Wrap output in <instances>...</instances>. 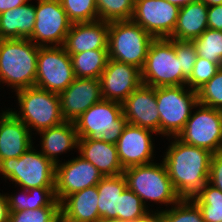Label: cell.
<instances>
[{"label": "cell", "mask_w": 222, "mask_h": 222, "mask_svg": "<svg viewBox=\"0 0 222 222\" xmlns=\"http://www.w3.org/2000/svg\"><path fill=\"white\" fill-rule=\"evenodd\" d=\"M166 139L169 144L160 158L163 157L162 161L177 194L181 199H191L209 180L213 153L186 144L178 137Z\"/></svg>", "instance_id": "1"}, {"label": "cell", "mask_w": 222, "mask_h": 222, "mask_svg": "<svg viewBox=\"0 0 222 222\" xmlns=\"http://www.w3.org/2000/svg\"><path fill=\"white\" fill-rule=\"evenodd\" d=\"M39 47L30 39H0L1 90L6 86L14 93L35 86Z\"/></svg>", "instance_id": "2"}, {"label": "cell", "mask_w": 222, "mask_h": 222, "mask_svg": "<svg viewBox=\"0 0 222 222\" xmlns=\"http://www.w3.org/2000/svg\"><path fill=\"white\" fill-rule=\"evenodd\" d=\"M127 187L136 193L150 211L166 210L178 203L181 197L175 191L164 162L132 166L124 169ZM153 203L152 205H150ZM149 206H148V205ZM154 204L158 206L154 207ZM164 205L163 207H160ZM151 206V208H150ZM159 210H158V209ZM163 208V209H162Z\"/></svg>", "instance_id": "3"}, {"label": "cell", "mask_w": 222, "mask_h": 222, "mask_svg": "<svg viewBox=\"0 0 222 222\" xmlns=\"http://www.w3.org/2000/svg\"><path fill=\"white\" fill-rule=\"evenodd\" d=\"M15 96L17 100L14 101L18 104L16 105L18 109L9 107V110L29 128L33 135L37 136L39 131L64 122L59 94L34 86L16 91Z\"/></svg>", "instance_id": "4"}, {"label": "cell", "mask_w": 222, "mask_h": 222, "mask_svg": "<svg viewBox=\"0 0 222 222\" xmlns=\"http://www.w3.org/2000/svg\"><path fill=\"white\" fill-rule=\"evenodd\" d=\"M33 145L19 158L0 161L1 178L14 187L29 190L38 187H55V165Z\"/></svg>", "instance_id": "5"}, {"label": "cell", "mask_w": 222, "mask_h": 222, "mask_svg": "<svg viewBox=\"0 0 222 222\" xmlns=\"http://www.w3.org/2000/svg\"><path fill=\"white\" fill-rule=\"evenodd\" d=\"M155 95L160 117L161 139L177 137L198 104L197 91L187 85L161 86L155 88Z\"/></svg>", "instance_id": "6"}, {"label": "cell", "mask_w": 222, "mask_h": 222, "mask_svg": "<svg viewBox=\"0 0 222 222\" xmlns=\"http://www.w3.org/2000/svg\"><path fill=\"white\" fill-rule=\"evenodd\" d=\"M154 39L132 19L109 22V59L134 65L141 70Z\"/></svg>", "instance_id": "7"}, {"label": "cell", "mask_w": 222, "mask_h": 222, "mask_svg": "<svg viewBox=\"0 0 222 222\" xmlns=\"http://www.w3.org/2000/svg\"><path fill=\"white\" fill-rule=\"evenodd\" d=\"M127 124L122 104L104 99L92 105L74 122L78 138L101 139L115 145Z\"/></svg>", "instance_id": "8"}, {"label": "cell", "mask_w": 222, "mask_h": 222, "mask_svg": "<svg viewBox=\"0 0 222 222\" xmlns=\"http://www.w3.org/2000/svg\"><path fill=\"white\" fill-rule=\"evenodd\" d=\"M142 83L150 87L182 85V68L173 39L155 38L141 69Z\"/></svg>", "instance_id": "9"}, {"label": "cell", "mask_w": 222, "mask_h": 222, "mask_svg": "<svg viewBox=\"0 0 222 222\" xmlns=\"http://www.w3.org/2000/svg\"><path fill=\"white\" fill-rule=\"evenodd\" d=\"M177 137L186 144L206 149L213 154L221 152L222 110L198 103Z\"/></svg>", "instance_id": "10"}, {"label": "cell", "mask_w": 222, "mask_h": 222, "mask_svg": "<svg viewBox=\"0 0 222 222\" xmlns=\"http://www.w3.org/2000/svg\"><path fill=\"white\" fill-rule=\"evenodd\" d=\"M74 79L71 56L63 46L39 47L35 87L60 94Z\"/></svg>", "instance_id": "11"}, {"label": "cell", "mask_w": 222, "mask_h": 222, "mask_svg": "<svg viewBox=\"0 0 222 222\" xmlns=\"http://www.w3.org/2000/svg\"><path fill=\"white\" fill-rule=\"evenodd\" d=\"M35 2L36 20L30 40L40 47L63 46L72 22L60 1L36 0Z\"/></svg>", "instance_id": "12"}, {"label": "cell", "mask_w": 222, "mask_h": 222, "mask_svg": "<svg viewBox=\"0 0 222 222\" xmlns=\"http://www.w3.org/2000/svg\"><path fill=\"white\" fill-rule=\"evenodd\" d=\"M67 160L55 165V196L59 202L70 194L97 186L103 178L100 171L81 156Z\"/></svg>", "instance_id": "13"}, {"label": "cell", "mask_w": 222, "mask_h": 222, "mask_svg": "<svg viewBox=\"0 0 222 222\" xmlns=\"http://www.w3.org/2000/svg\"><path fill=\"white\" fill-rule=\"evenodd\" d=\"M180 7L167 0H135L132 20L154 38H169L176 27Z\"/></svg>", "instance_id": "14"}, {"label": "cell", "mask_w": 222, "mask_h": 222, "mask_svg": "<svg viewBox=\"0 0 222 222\" xmlns=\"http://www.w3.org/2000/svg\"><path fill=\"white\" fill-rule=\"evenodd\" d=\"M153 135L158 137V134L152 130L129 123L125 126L116 143L118 158L123 169L157 161Z\"/></svg>", "instance_id": "15"}, {"label": "cell", "mask_w": 222, "mask_h": 222, "mask_svg": "<svg viewBox=\"0 0 222 222\" xmlns=\"http://www.w3.org/2000/svg\"><path fill=\"white\" fill-rule=\"evenodd\" d=\"M142 84L139 68L111 59H108L100 76L102 98L121 104Z\"/></svg>", "instance_id": "16"}, {"label": "cell", "mask_w": 222, "mask_h": 222, "mask_svg": "<svg viewBox=\"0 0 222 222\" xmlns=\"http://www.w3.org/2000/svg\"><path fill=\"white\" fill-rule=\"evenodd\" d=\"M59 97L64 121L75 122L92 105L103 99L100 79L75 78Z\"/></svg>", "instance_id": "17"}, {"label": "cell", "mask_w": 222, "mask_h": 222, "mask_svg": "<svg viewBox=\"0 0 222 222\" xmlns=\"http://www.w3.org/2000/svg\"><path fill=\"white\" fill-rule=\"evenodd\" d=\"M122 112L129 124L152 130L160 136V117L155 88L142 84L122 103Z\"/></svg>", "instance_id": "18"}, {"label": "cell", "mask_w": 222, "mask_h": 222, "mask_svg": "<svg viewBox=\"0 0 222 222\" xmlns=\"http://www.w3.org/2000/svg\"><path fill=\"white\" fill-rule=\"evenodd\" d=\"M3 109L0 112V161L19 158L35 143L29 128L9 108Z\"/></svg>", "instance_id": "19"}, {"label": "cell", "mask_w": 222, "mask_h": 222, "mask_svg": "<svg viewBox=\"0 0 222 222\" xmlns=\"http://www.w3.org/2000/svg\"><path fill=\"white\" fill-rule=\"evenodd\" d=\"M108 33L109 23L102 20L72 23L63 47L68 54L108 50Z\"/></svg>", "instance_id": "20"}, {"label": "cell", "mask_w": 222, "mask_h": 222, "mask_svg": "<svg viewBox=\"0 0 222 222\" xmlns=\"http://www.w3.org/2000/svg\"><path fill=\"white\" fill-rule=\"evenodd\" d=\"M37 134L40 136L39 151L54 165L62 162L63 159H59L62 154L72 151L70 154L74 155L77 152L79 138L74 122L64 121L58 126L44 129Z\"/></svg>", "instance_id": "21"}, {"label": "cell", "mask_w": 222, "mask_h": 222, "mask_svg": "<svg viewBox=\"0 0 222 222\" xmlns=\"http://www.w3.org/2000/svg\"><path fill=\"white\" fill-rule=\"evenodd\" d=\"M77 153L91 162L103 177L123 174L124 169L119 161L115 144L101 139L79 138Z\"/></svg>", "instance_id": "22"}, {"label": "cell", "mask_w": 222, "mask_h": 222, "mask_svg": "<svg viewBox=\"0 0 222 222\" xmlns=\"http://www.w3.org/2000/svg\"><path fill=\"white\" fill-rule=\"evenodd\" d=\"M97 186L87 187L66 196L60 202L61 217L68 222H96L98 213Z\"/></svg>", "instance_id": "23"}, {"label": "cell", "mask_w": 222, "mask_h": 222, "mask_svg": "<svg viewBox=\"0 0 222 222\" xmlns=\"http://www.w3.org/2000/svg\"><path fill=\"white\" fill-rule=\"evenodd\" d=\"M30 2V3H29ZM36 4L32 0L0 14V39H30L35 24Z\"/></svg>", "instance_id": "24"}, {"label": "cell", "mask_w": 222, "mask_h": 222, "mask_svg": "<svg viewBox=\"0 0 222 222\" xmlns=\"http://www.w3.org/2000/svg\"><path fill=\"white\" fill-rule=\"evenodd\" d=\"M207 12L208 5L201 0L180 7L176 27L169 38L192 42L208 28Z\"/></svg>", "instance_id": "25"}, {"label": "cell", "mask_w": 222, "mask_h": 222, "mask_svg": "<svg viewBox=\"0 0 222 222\" xmlns=\"http://www.w3.org/2000/svg\"><path fill=\"white\" fill-rule=\"evenodd\" d=\"M15 189L14 193L13 191L11 194L8 192L5 193L8 200L9 211H21L26 209L36 210L42 207H60V202L55 196V187H38L29 190L15 187Z\"/></svg>", "instance_id": "26"}, {"label": "cell", "mask_w": 222, "mask_h": 222, "mask_svg": "<svg viewBox=\"0 0 222 222\" xmlns=\"http://www.w3.org/2000/svg\"><path fill=\"white\" fill-rule=\"evenodd\" d=\"M127 188L123 174L105 176L97 184L98 213L100 218H117L119 212V195Z\"/></svg>", "instance_id": "27"}, {"label": "cell", "mask_w": 222, "mask_h": 222, "mask_svg": "<svg viewBox=\"0 0 222 222\" xmlns=\"http://www.w3.org/2000/svg\"><path fill=\"white\" fill-rule=\"evenodd\" d=\"M69 55L75 78L100 79L109 59L108 50H90Z\"/></svg>", "instance_id": "28"}, {"label": "cell", "mask_w": 222, "mask_h": 222, "mask_svg": "<svg viewBox=\"0 0 222 222\" xmlns=\"http://www.w3.org/2000/svg\"><path fill=\"white\" fill-rule=\"evenodd\" d=\"M201 211L204 222H222V191L208 182L191 198Z\"/></svg>", "instance_id": "29"}, {"label": "cell", "mask_w": 222, "mask_h": 222, "mask_svg": "<svg viewBox=\"0 0 222 222\" xmlns=\"http://www.w3.org/2000/svg\"><path fill=\"white\" fill-rule=\"evenodd\" d=\"M192 43L195 45L198 57L222 67V31L207 28Z\"/></svg>", "instance_id": "30"}, {"label": "cell", "mask_w": 222, "mask_h": 222, "mask_svg": "<svg viewBox=\"0 0 222 222\" xmlns=\"http://www.w3.org/2000/svg\"><path fill=\"white\" fill-rule=\"evenodd\" d=\"M99 20L114 22L131 20L135 0H95Z\"/></svg>", "instance_id": "31"}, {"label": "cell", "mask_w": 222, "mask_h": 222, "mask_svg": "<svg viewBox=\"0 0 222 222\" xmlns=\"http://www.w3.org/2000/svg\"><path fill=\"white\" fill-rule=\"evenodd\" d=\"M149 212L150 210L143 204L141 198L128 187L119 195V220L138 222Z\"/></svg>", "instance_id": "32"}, {"label": "cell", "mask_w": 222, "mask_h": 222, "mask_svg": "<svg viewBox=\"0 0 222 222\" xmlns=\"http://www.w3.org/2000/svg\"><path fill=\"white\" fill-rule=\"evenodd\" d=\"M159 212L162 214L163 222H204L200 209L191 199H181Z\"/></svg>", "instance_id": "33"}, {"label": "cell", "mask_w": 222, "mask_h": 222, "mask_svg": "<svg viewBox=\"0 0 222 222\" xmlns=\"http://www.w3.org/2000/svg\"><path fill=\"white\" fill-rule=\"evenodd\" d=\"M72 23L99 20L95 0H59Z\"/></svg>", "instance_id": "34"}, {"label": "cell", "mask_w": 222, "mask_h": 222, "mask_svg": "<svg viewBox=\"0 0 222 222\" xmlns=\"http://www.w3.org/2000/svg\"><path fill=\"white\" fill-rule=\"evenodd\" d=\"M198 103L222 110V67L197 90Z\"/></svg>", "instance_id": "35"}, {"label": "cell", "mask_w": 222, "mask_h": 222, "mask_svg": "<svg viewBox=\"0 0 222 222\" xmlns=\"http://www.w3.org/2000/svg\"><path fill=\"white\" fill-rule=\"evenodd\" d=\"M59 217L60 207H42L36 210L10 211L9 222H55Z\"/></svg>", "instance_id": "36"}, {"label": "cell", "mask_w": 222, "mask_h": 222, "mask_svg": "<svg viewBox=\"0 0 222 222\" xmlns=\"http://www.w3.org/2000/svg\"><path fill=\"white\" fill-rule=\"evenodd\" d=\"M221 68L217 63H212L204 58H196L193 72L187 80L186 85L193 90L200 89L206 82H208Z\"/></svg>", "instance_id": "37"}, {"label": "cell", "mask_w": 222, "mask_h": 222, "mask_svg": "<svg viewBox=\"0 0 222 222\" xmlns=\"http://www.w3.org/2000/svg\"><path fill=\"white\" fill-rule=\"evenodd\" d=\"M175 47V54L180 60L182 68V85H186L187 80L190 78L193 67L196 62L197 52L195 45L189 41H177L173 39Z\"/></svg>", "instance_id": "38"}, {"label": "cell", "mask_w": 222, "mask_h": 222, "mask_svg": "<svg viewBox=\"0 0 222 222\" xmlns=\"http://www.w3.org/2000/svg\"><path fill=\"white\" fill-rule=\"evenodd\" d=\"M208 183L222 191V151L212 155Z\"/></svg>", "instance_id": "39"}, {"label": "cell", "mask_w": 222, "mask_h": 222, "mask_svg": "<svg viewBox=\"0 0 222 222\" xmlns=\"http://www.w3.org/2000/svg\"><path fill=\"white\" fill-rule=\"evenodd\" d=\"M207 19L209 29L222 31V5L208 6Z\"/></svg>", "instance_id": "40"}, {"label": "cell", "mask_w": 222, "mask_h": 222, "mask_svg": "<svg viewBox=\"0 0 222 222\" xmlns=\"http://www.w3.org/2000/svg\"><path fill=\"white\" fill-rule=\"evenodd\" d=\"M9 206L5 192H0V222H9Z\"/></svg>", "instance_id": "41"}, {"label": "cell", "mask_w": 222, "mask_h": 222, "mask_svg": "<svg viewBox=\"0 0 222 222\" xmlns=\"http://www.w3.org/2000/svg\"><path fill=\"white\" fill-rule=\"evenodd\" d=\"M30 0H0V14L9 9H13L26 4Z\"/></svg>", "instance_id": "42"}, {"label": "cell", "mask_w": 222, "mask_h": 222, "mask_svg": "<svg viewBox=\"0 0 222 222\" xmlns=\"http://www.w3.org/2000/svg\"><path fill=\"white\" fill-rule=\"evenodd\" d=\"M138 222H163L162 214L159 211H150L144 218Z\"/></svg>", "instance_id": "43"}, {"label": "cell", "mask_w": 222, "mask_h": 222, "mask_svg": "<svg viewBox=\"0 0 222 222\" xmlns=\"http://www.w3.org/2000/svg\"><path fill=\"white\" fill-rule=\"evenodd\" d=\"M168 2H170L171 4H175L179 7L185 6L191 2H196L199 0H167Z\"/></svg>", "instance_id": "44"}, {"label": "cell", "mask_w": 222, "mask_h": 222, "mask_svg": "<svg viewBox=\"0 0 222 222\" xmlns=\"http://www.w3.org/2000/svg\"><path fill=\"white\" fill-rule=\"evenodd\" d=\"M201 1L206 3L208 6L222 5V0H201Z\"/></svg>", "instance_id": "45"}, {"label": "cell", "mask_w": 222, "mask_h": 222, "mask_svg": "<svg viewBox=\"0 0 222 222\" xmlns=\"http://www.w3.org/2000/svg\"><path fill=\"white\" fill-rule=\"evenodd\" d=\"M96 222H123L117 218H100L98 221Z\"/></svg>", "instance_id": "46"}, {"label": "cell", "mask_w": 222, "mask_h": 222, "mask_svg": "<svg viewBox=\"0 0 222 222\" xmlns=\"http://www.w3.org/2000/svg\"><path fill=\"white\" fill-rule=\"evenodd\" d=\"M55 222H68V221L64 220L62 217H59Z\"/></svg>", "instance_id": "47"}]
</instances>
